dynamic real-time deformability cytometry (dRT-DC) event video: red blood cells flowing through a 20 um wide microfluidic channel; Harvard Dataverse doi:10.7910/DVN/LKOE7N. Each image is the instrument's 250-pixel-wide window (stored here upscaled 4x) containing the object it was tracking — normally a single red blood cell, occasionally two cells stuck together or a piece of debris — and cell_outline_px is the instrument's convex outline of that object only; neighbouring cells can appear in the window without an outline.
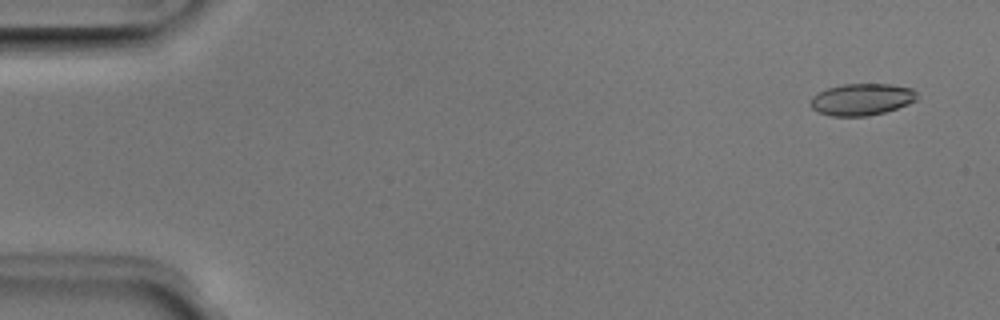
{"species": "Egyptian fruit bat (a non-hibernating species)", "species_latin": "Rousettus aegyptiacus", "temperature_condition": "room temperature", "stored_images_in_passage": 51, "camera_frame_rate_fps": 3000, "um_per_image_px": 0.085, "animal": {"sex": "male"}, "frame": {"image": 1, "passage_image": 3, "time_ms": 0.667, "image_size_px": [1000, 320], "cell_outline_px": [[916, 100], [908, 104], [884, 112], [868, 116], [832, 116], [816, 112], [808, 104], [812, 96], [816, 92], [828, 88], [844, 84], [892, 84], [912, 88], [916, 92]], "centroid_in_image_um": [73.2, 8.45], "position_along_channel_um": 11.8, "area_um2": 19.88}}
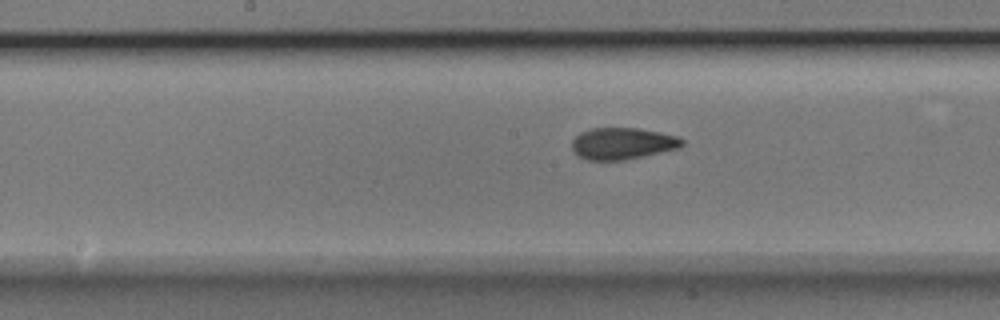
{"frame": {"image": 2, "passage_image": 26, "time_ms": 8.333, "image_size_px": [1000, 320], "cell_outline_px": [[684, 144], [680, 148], [624, 160], [588, 160], [580, 156], [572, 148], [572, 140], [580, 132], [592, 128], [636, 128], [660, 132], [676, 136], [684, 140]], "centroid_in_image_um": [52.93, 12.19], "position_along_channel_um": 195.3, "area_um2": 20.23}}
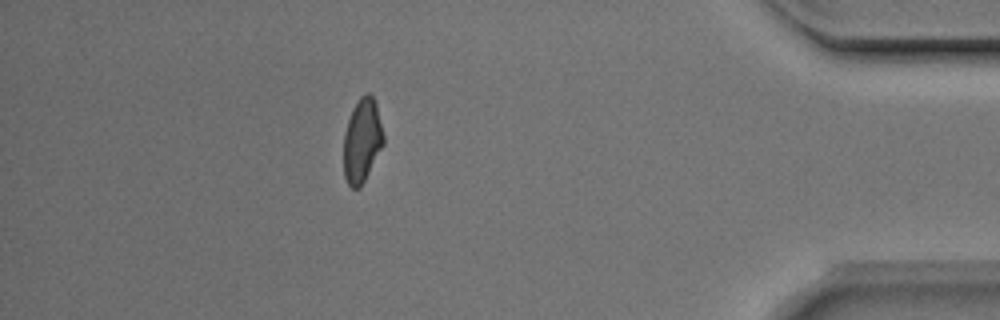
{"frame": {"image": 3, "passage_image": 45, "time_ms": 14.667, "image_size_px": [1000, 320], "cell_outline_px": [[384, 144], [360, 188], [352, 188], [348, 184], [344, 176], [344, 132], [352, 108], [360, 96], [364, 92], [368, 92], [372, 96], [376, 104], [384, 136]], "centroid_in_image_um": [30.77, 11.93], "position_along_channel_um": 404.4, "area_um2": 19.48}, "authors_computed_cell_mechanics": {"area_um2": 20.0566, "velocity_mm_per_s": 4.0153, "shape_relaxation_time_tau1_ms": 6.1244, "shape_relaxation_time_tau2_ms": 1.3834, "deformation_change_tau1": 0.1595, "deformation_change_tau2": 0.0773}}